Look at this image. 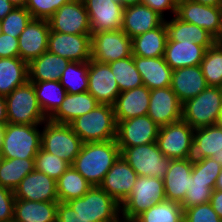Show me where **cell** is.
Wrapping results in <instances>:
<instances>
[{
    "label": "cell",
    "mask_w": 222,
    "mask_h": 222,
    "mask_svg": "<svg viewBox=\"0 0 222 222\" xmlns=\"http://www.w3.org/2000/svg\"><path fill=\"white\" fill-rule=\"evenodd\" d=\"M120 157L116 139L83 143L72 166L92 185L99 186L107 172Z\"/></svg>",
    "instance_id": "obj_1"
},
{
    "label": "cell",
    "mask_w": 222,
    "mask_h": 222,
    "mask_svg": "<svg viewBox=\"0 0 222 222\" xmlns=\"http://www.w3.org/2000/svg\"><path fill=\"white\" fill-rule=\"evenodd\" d=\"M70 126L84 143L110 141L116 139L117 135L114 108L108 104H98L72 121Z\"/></svg>",
    "instance_id": "obj_2"
},
{
    "label": "cell",
    "mask_w": 222,
    "mask_h": 222,
    "mask_svg": "<svg viewBox=\"0 0 222 222\" xmlns=\"http://www.w3.org/2000/svg\"><path fill=\"white\" fill-rule=\"evenodd\" d=\"M41 126L42 124L22 125L7 123L0 157L4 159L35 158L37 152L41 149Z\"/></svg>",
    "instance_id": "obj_3"
},
{
    "label": "cell",
    "mask_w": 222,
    "mask_h": 222,
    "mask_svg": "<svg viewBox=\"0 0 222 222\" xmlns=\"http://www.w3.org/2000/svg\"><path fill=\"white\" fill-rule=\"evenodd\" d=\"M163 179L138 176L128 198L121 206V221L132 222L154 204L165 201Z\"/></svg>",
    "instance_id": "obj_4"
},
{
    "label": "cell",
    "mask_w": 222,
    "mask_h": 222,
    "mask_svg": "<svg viewBox=\"0 0 222 222\" xmlns=\"http://www.w3.org/2000/svg\"><path fill=\"white\" fill-rule=\"evenodd\" d=\"M80 216L91 222H122L121 206L99 186L92 188L81 198L67 202Z\"/></svg>",
    "instance_id": "obj_5"
},
{
    "label": "cell",
    "mask_w": 222,
    "mask_h": 222,
    "mask_svg": "<svg viewBox=\"0 0 222 222\" xmlns=\"http://www.w3.org/2000/svg\"><path fill=\"white\" fill-rule=\"evenodd\" d=\"M5 101L10 124L39 125L48 119L39 106L33 83L29 81L14 89Z\"/></svg>",
    "instance_id": "obj_6"
},
{
    "label": "cell",
    "mask_w": 222,
    "mask_h": 222,
    "mask_svg": "<svg viewBox=\"0 0 222 222\" xmlns=\"http://www.w3.org/2000/svg\"><path fill=\"white\" fill-rule=\"evenodd\" d=\"M222 107V88L208 86L182 105V119L193 129L215 125Z\"/></svg>",
    "instance_id": "obj_7"
},
{
    "label": "cell",
    "mask_w": 222,
    "mask_h": 222,
    "mask_svg": "<svg viewBox=\"0 0 222 222\" xmlns=\"http://www.w3.org/2000/svg\"><path fill=\"white\" fill-rule=\"evenodd\" d=\"M42 128L41 147L72 165L84 142L70 124L56 123L47 119Z\"/></svg>",
    "instance_id": "obj_8"
},
{
    "label": "cell",
    "mask_w": 222,
    "mask_h": 222,
    "mask_svg": "<svg viewBox=\"0 0 222 222\" xmlns=\"http://www.w3.org/2000/svg\"><path fill=\"white\" fill-rule=\"evenodd\" d=\"M120 155L134 169L138 176H166L171 159L165 157L156 142L133 147H126Z\"/></svg>",
    "instance_id": "obj_9"
},
{
    "label": "cell",
    "mask_w": 222,
    "mask_h": 222,
    "mask_svg": "<svg viewBox=\"0 0 222 222\" xmlns=\"http://www.w3.org/2000/svg\"><path fill=\"white\" fill-rule=\"evenodd\" d=\"M132 55V39L122 30L91 34V59L100 63L124 59Z\"/></svg>",
    "instance_id": "obj_10"
},
{
    "label": "cell",
    "mask_w": 222,
    "mask_h": 222,
    "mask_svg": "<svg viewBox=\"0 0 222 222\" xmlns=\"http://www.w3.org/2000/svg\"><path fill=\"white\" fill-rule=\"evenodd\" d=\"M194 140V129L183 119L161 126L156 144L162 154L171 159H186L191 142Z\"/></svg>",
    "instance_id": "obj_11"
},
{
    "label": "cell",
    "mask_w": 222,
    "mask_h": 222,
    "mask_svg": "<svg viewBox=\"0 0 222 222\" xmlns=\"http://www.w3.org/2000/svg\"><path fill=\"white\" fill-rule=\"evenodd\" d=\"M50 31L64 34H92L89 15L83 0H70L49 19Z\"/></svg>",
    "instance_id": "obj_12"
},
{
    "label": "cell",
    "mask_w": 222,
    "mask_h": 222,
    "mask_svg": "<svg viewBox=\"0 0 222 222\" xmlns=\"http://www.w3.org/2000/svg\"><path fill=\"white\" fill-rule=\"evenodd\" d=\"M160 126L148 115L133 117L117 123L116 141L120 152L133 147L156 142Z\"/></svg>",
    "instance_id": "obj_13"
},
{
    "label": "cell",
    "mask_w": 222,
    "mask_h": 222,
    "mask_svg": "<svg viewBox=\"0 0 222 222\" xmlns=\"http://www.w3.org/2000/svg\"><path fill=\"white\" fill-rule=\"evenodd\" d=\"M207 157L222 165V127L216 124L194 129L186 160L193 166Z\"/></svg>",
    "instance_id": "obj_14"
},
{
    "label": "cell",
    "mask_w": 222,
    "mask_h": 222,
    "mask_svg": "<svg viewBox=\"0 0 222 222\" xmlns=\"http://www.w3.org/2000/svg\"><path fill=\"white\" fill-rule=\"evenodd\" d=\"M48 51L70 61L87 62L91 59V34L50 31Z\"/></svg>",
    "instance_id": "obj_15"
},
{
    "label": "cell",
    "mask_w": 222,
    "mask_h": 222,
    "mask_svg": "<svg viewBox=\"0 0 222 222\" xmlns=\"http://www.w3.org/2000/svg\"><path fill=\"white\" fill-rule=\"evenodd\" d=\"M89 15L91 32L122 29L124 6L113 0H83Z\"/></svg>",
    "instance_id": "obj_16"
},
{
    "label": "cell",
    "mask_w": 222,
    "mask_h": 222,
    "mask_svg": "<svg viewBox=\"0 0 222 222\" xmlns=\"http://www.w3.org/2000/svg\"><path fill=\"white\" fill-rule=\"evenodd\" d=\"M87 91L99 104L114 105L120 90L108 63L89 60Z\"/></svg>",
    "instance_id": "obj_17"
},
{
    "label": "cell",
    "mask_w": 222,
    "mask_h": 222,
    "mask_svg": "<svg viewBox=\"0 0 222 222\" xmlns=\"http://www.w3.org/2000/svg\"><path fill=\"white\" fill-rule=\"evenodd\" d=\"M182 105L170 86L153 89L147 115L161 127L182 119Z\"/></svg>",
    "instance_id": "obj_18"
},
{
    "label": "cell",
    "mask_w": 222,
    "mask_h": 222,
    "mask_svg": "<svg viewBox=\"0 0 222 222\" xmlns=\"http://www.w3.org/2000/svg\"><path fill=\"white\" fill-rule=\"evenodd\" d=\"M137 177L134 169L120 155L99 187L121 205L130 195Z\"/></svg>",
    "instance_id": "obj_19"
},
{
    "label": "cell",
    "mask_w": 222,
    "mask_h": 222,
    "mask_svg": "<svg viewBox=\"0 0 222 222\" xmlns=\"http://www.w3.org/2000/svg\"><path fill=\"white\" fill-rule=\"evenodd\" d=\"M221 12L222 7L182 0L177 2L175 16L183 22L192 23L203 28L215 37L220 27Z\"/></svg>",
    "instance_id": "obj_20"
},
{
    "label": "cell",
    "mask_w": 222,
    "mask_h": 222,
    "mask_svg": "<svg viewBox=\"0 0 222 222\" xmlns=\"http://www.w3.org/2000/svg\"><path fill=\"white\" fill-rule=\"evenodd\" d=\"M13 192L16 199L58 202L56 180L36 169L27 174Z\"/></svg>",
    "instance_id": "obj_21"
},
{
    "label": "cell",
    "mask_w": 222,
    "mask_h": 222,
    "mask_svg": "<svg viewBox=\"0 0 222 222\" xmlns=\"http://www.w3.org/2000/svg\"><path fill=\"white\" fill-rule=\"evenodd\" d=\"M50 24L46 19H32L18 37L19 58L29 63L48 50Z\"/></svg>",
    "instance_id": "obj_22"
},
{
    "label": "cell",
    "mask_w": 222,
    "mask_h": 222,
    "mask_svg": "<svg viewBox=\"0 0 222 222\" xmlns=\"http://www.w3.org/2000/svg\"><path fill=\"white\" fill-rule=\"evenodd\" d=\"M164 18L147 5L140 3L124 8L122 31L131 39L159 27Z\"/></svg>",
    "instance_id": "obj_23"
},
{
    "label": "cell",
    "mask_w": 222,
    "mask_h": 222,
    "mask_svg": "<svg viewBox=\"0 0 222 222\" xmlns=\"http://www.w3.org/2000/svg\"><path fill=\"white\" fill-rule=\"evenodd\" d=\"M170 87L183 104L204 91L208 85L200 65L173 70Z\"/></svg>",
    "instance_id": "obj_24"
},
{
    "label": "cell",
    "mask_w": 222,
    "mask_h": 222,
    "mask_svg": "<svg viewBox=\"0 0 222 222\" xmlns=\"http://www.w3.org/2000/svg\"><path fill=\"white\" fill-rule=\"evenodd\" d=\"M150 92L145 85L120 92L113 105L116 122L147 115Z\"/></svg>",
    "instance_id": "obj_25"
},
{
    "label": "cell",
    "mask_w": 222,
    "mask_h": 222,
    "mask_svg": "<svg viewBox=\"0 0 222 222\" xmlns=\"http://www.w3.org/2000/svg\"><path fill=\"white\" fill-rule=\"evenodd\" d=\"M193 166L186 159L171 160L166 176L163 178L165 198L182 203L190 185Z\"/></svg>",
    "instance_id": "obj_26"
},
{
    "label": "cell",
    "mask_w": 222,
    "mask_h": 222,
    "mask_svg": "<svg viewBox=\"0 0 222 222\" xmlns=\"http://www.w3.org/2000/svg\"><path fill=\"white\" fill-rule=\"evenodd\" d=\"M133 59L144 85L150 90L171 85L173 70L165 62L164 57L144 58L133 55Z\"/></svg>",
    "instance_id": "obj_27"
},
{
    "label": "cell",
    "mask_w": 222,
    "mask_h": 222,
    "mask_svg": "<svg viewBox=\"0 0 222 222\" xmlns=\"http://www.w3.org/2000/svg\"><path fill=\"white\" fill-rule=\"evenodd\" d=\"M206 49L194 42H174L167 39L164 60L172 70L200 65Z\"/></svg>",
    "instance_id": "obj_28"
},
{
    "label": "cell",
    "mask_w": 222,
    "mask_h": 222,
    "mask_svg": "<svg viewBox=\"0 0 222 222\" xmlns=\"http://www.w3.org/2000/svg\"><path fill=\"white\" fill-rule=\"evenodd\" d=\"M99 103L88 91L66 94L58 109L48 118L50 121L70 124L76 118L93 110Z\"/></svg>",
    "instance_id": "obj_29"
},
{
    "label": "cell",
    "mask_w": 222,
    "mask_h": 222,
    "mask_svg": "<svg viewBox=\"0 0 222 222\" xmlns=\"http://www.w3.org/2000/svg\"><path fill=\"white\" fill-rule=\"evenodd\" d=\"M69 62L47 50L28 63L29 82L59 81Z\"/></svg>",
    "instance_id": "obj_30"
},
{
    "label": "cell",
    "mask_w": 222,
    "mask_h": 222,
    "mask_svg": "<svg viewBox=\"0 0 222 222\" xmlns=\"http://www.w3.org/2000/svg\"><path fill=\"white\" fill-rule=\"evenodd\" d=\"M169 18L170 20L166 18L164 22L170 41H192L197 45L203 46L206 50L215 43L214 37L203 28L192 23L183 22L175 15Z\"/></svg>",
    "instance_id": "obj_31"
},
{
    "label": "cell",
    "mask_w": 222,
    "mask_h": 222,
    "mask_svg": "<svg viewBox=\"0 0 222 222\" xmlns=\"http://www.w3.org/2000/svg\"><path fill=\"white\" fill-rule=\"evenodd\" d=\"M58 202L15 199L13 222H56Z\"/></svg>",
    "instance_id": "obj_32"
},
{
    "label": "cell",
    "mask_w": 222,
    "mask_h": 222,
    "mask_svg": "<svg viewBox=\"0 0 222 222\" xmlns=\"http://www.w3.org/2000/svg\"><path fill=\"white\" fill-rule=\"evenodd\" d=\"M168 39L167 27H159L132 38V55L144 58L163 57Z\"/></svg>",
    "instance_id": "obj_33"
},
{
    "label": "cell",
    "mask_w": 222,
    "mask_h": 222,
    "mask_svg": "<svg viewBox=\"0 0 222 222\" xmlns=\"http://www.w3.org/2000/svg\"><path fill=\"white\" fill-rule=\"evenodd\" d=\"M29 81L28 63L19 57L0 58V95L8 96Z\"/></svg>",
    "instance_id": "obj_34"
},
{
    "label": "cell",
    "mask_w": 222,
    "mask_h": 222,
    "mask_svg": "<svg viewBox=\"0 0 222 222\" xmlns=\"http://www.w3.org/2000/svg\"><path fill=\"white\" fill-rule=\"evenodd\" d=\"M56 186L58 202L81 198L92 188V185L72 165L58 178Z\"/></svg>",
    "instance_id": "obj_35"
},
{
    "label": "cell",
    "mask_w": 222,
    "mask_h": 222,
    "mask_svg": "<svg viewBox=\"0 0 222 222\" xmlns=\"http://www.w3.org/2000/svg\"><path fill=\"white\" fill-rule=\"evenodd\" d=\"M35 170V158L4 159L0 157V186L14 191L21 180Z\"/></svg>",
    "instance_id": "obj_36"
},
{
    "label": "cell",
    "mask_w": 222,
    "mask_h": 222,
    "mask_svg": "<svg viewBox=\"0 0 222 222\" xmlns=\"http://www.w3.org/2000/svg\"><path fill=\"white\" fill-rule=\"evenodd\" d=\"M33 83L37 100L42 112L49 118L61 105L67 92L59 81Z\"/></svg>",
    "instance_id": "obj_37"
},
{
    "label": "cell",
    "mask_w": 222,
    "mask_h": 222,
    "mask_svg": "<svg viewBox=\"0 0 222 222\" xmlns=\"http://www.w3.org/2000/svg\"><path fill=\"white\" fill-rule=\"evenodd\" d=\"M184 209L178 202L165 200L154 204L132 222H183Z\"/></svg>",
    "instance_id": "obj_38"
},
{
    "label": "cell",
    "mask_w": 222,
    "mask_h": 222,
    "mask_svg": "<svg viewBox=\"0 0 222 222\" xmlns=\"http://www.w3.org/2000/svg\"><path fill=\"white\" fill-rule=\"evenodd\" d=\"M108 64L118 83L120 92L144 85L142 77L136 68L133 55Z\"/></svg>",
    "instance_id": "obj_39"
},
{
    "label": "cell",
    "mask_w": 222,
    "mask_h": 222,
    "mask_svg": "<svg viewBox=\"0 0 222 222\" xmlns=\"http://www.w3.org/2000/svg\"><path fill=\"white\" fill-rule=\"evenodd\" d=\"M89 61H70L59 80L68 94L87 92Z\"/></svg>",
    "instance_id": "obj_40"
},
{
    "label": "cell",
    "mask_w": 222,
    "mask_h": 222,
    "mask_svg": "<svg viewBox=\"0 0 222 222\" xmlns=\"http://www.w3.org/2000/svg\"><path fill=\"white\" fill-rule=\"evenodd\" d=\"M200 67L208 86L222 88V45L214 43L209 47Z\"/></svg>",
    "instance_id": "obj_41"
},
{
    "label": "cell",
    "mask_w": 222,
    "mask_h": 222,
    "mask_svg": "<svg viewBox=\"0 0 222 222\" xmlns=\"http://www.w3.org/2000/svg\"><path fill=\"white\" fill-rule=\"evenodd\" d=\"M69 166L68 162L45 151L42 147L35 156V169L56 181Z\"/></svg>",
    "instance_id": "obj_42"
},
{
    "label": "cell",
    "mask_w": 222,
    "mask_h": 222,
    "mask_svg": "<svg viewBox=\"0 0 222 222\" xmlns=\"http://www.w3.org/2000/svg\"><path fill=\"white\" fill-rule=\"evenodd\" d=\"M216 182L196 181L190 174V185L181 203L183 209L210 202Z\"/></svg>",
    "instance_id": "obj_43"
},
{
    "label": "cell",
    "mask_w": 222,
    "mask_h": 222,
    "mask_svg": "<svg viewBox=\"0 0 222 222\" xmlns=\"http://www.w3.org/2000/svg\"><path fill=\"white\" fill-rule=\"evenodd\" d=\"M32 19L25 7H15L1 20L2 32L18 38Z\"/></svg>",
    "instance_id": "obj_44"
},
{
    "label": "cell",
    "mask_w": 222,
    "mask_h": 222,
    "mask_svg": "<svg viewBox=\"0 0 222 222\" xmlns=\"http://www.w3.org/2000/svg\"><path fill=\"white\" fill-rule=\"evenodd\" d=\"M70 0H28L25 8L33 19L48 20L62 5Z\"/></svg>",
    "instance_id": "obj_45"
},
{
    "label": "cell",
    "mask_w": 222,
    "mask_h": 222,
    "mask_svg": "<svg viewBox=\"0 0 222 222\" xmlns=\"http://www.w3.org/2000/svg\"><path fill=\"white\" fill-rule=\"evenodd\" d=\"M221 169V164L217 163L211 157H207L200 164L193 165L191 175L196 181L216 182Z\"/></svg>",
    "instance_id": "obj_46"
},
{
    "label": "cell",
    "mask_w": 222,
    "mask_h": 222,
    "mask_svg": "<svg viewBox=\"0 0 222 222\" xmlns=\"http://www.w3.org/2000/svg\"><path fill=\"white\" fill-rule=\"evenodd\" d=\"M183 222H222L210 203L184 209Z\"/></svg>",
    "instance_id": "obj_47"
},
{
    "label": "cell",
    "mask_w": 222,
    "mask_h": 222,
    "mask_svg": "<svg viewBox=\"0 0 222 222\" xmlns=\"http://www.w3.org/2000/svg\"><path fill=\"white\" fill-rule=\"evenodd\" d=\"M15 199L12 190L0 186V222H13Z\"/></svg>",
    "instance_id": "obj_48"
},
{
    "label": "cell",
    "mask_w": 222,
    "mask_h": 222,
    "mask_svg": "<svg viewBox=\"0 0 222 222\" xmlns=\"http://www.w3.org/2000/svg\"><path fill=\"white\" fill-rule=\"evenodd\" d=\"M56 222H91L80 216L67 202H58Z\"/></svg>",
    "instance_id": "obj_49"
},
{
    "label": "cell",
    "mask_w": 222,
    "mask_h": 222,
    "mask_svg": "<svg viewBox=\"0 0 222 222\" xmlns=\"http://www.w3.org/2000/svg\"><path fill=\"white\" fill-rule=\"evenodd\" d=\"M19 57L18 38L2 33L0 35V58Z\"/></svg>",
    "instance_id": "obj_50"
},
{
    "label": "cell",
    "mask_w": 222,
    "mask_h": 222,
    "mask_svg": "<svg viewBox=\"0 0 222 222\" xmlns=\"http://www.w3.org/2000/svg\"><path fill=\"white\" fill-rule=\"evenodd\" d=\"M142 3L157 12L164 19H166L164 14L168 11L170 14H173L172 16L176 14L177 3L175 0H142Z\"/></svg>",
    "instance_id": "obj_51"
},
{
    "label": "cell",
    "mask_w": 222,
    "mask_h": 222,
    "mask_svg": "<svg viewBox=\"0 0 222 222\" xmlns=\"http://www.w3.org/2000/svg\"><path fill=\"white\" fill-rule=\"evenodd\" d=\"M209 203L222 220V191L214 189Z\"/></svg>",
    "instance_id": "obj_52"
},
{
    "label": "cell",
    "mask_w": 222,
    "mask_h": 222,
    "mask_svg": "<svg viewBox=\"0 0 222 222\" xmlns=\"http://www.w3.org/2000/svg\"><path fill=\"white\" fill-rule=\"evenodd\" d=\"M14 8L15 6L8 0H0V20L8 15Z\"/></svg>",
    "instance_id": "obj_53"
},
{
    "label": "cell",
    "mask_w": 222,
    "mask_h": 222,
    "mask_svg": "<svg viewBox=\"0 0 222 222\" xmlns=\"http://www.w3.org/2000/svg\"><path fill=\"white\" fill-rule=\"evenodd\" d=\"M0 123H8L5 97L0 95Z\"/></svg>",
    "instance_id": "obj_54"
},
{
    "label": "cell",
    "mask_w": 222,
    "mask_h": 222,
    "mask_svg": "<svg viewBox=\"0 0 222 222\" xmlns=\"http://www.w3.org/2000/svg\"><path fill=\"white\" fill-rule=\"evenodd\" d=\"M195 3H200L203 5L222 7V0H190Z\"/></svg>",
    "instance_id": "obj_55"
},
{
    "label": "cell",
    "mask_w": 222,
    "mask_h": 222,
    "mask_svg": "<svg viewBox=\"0 0 222 222\" xmlns=\"http://www.w3.org/2000/svg\"><path fill=\"white\" fill-rule=\"evenodd\" d=\"M214 42L216 44L222 45V12L220 17V27L217 35L214 37Z\"/></svg>",
    "instance_id": "obj_56"
},
{
    "label": "cell",
    "mask_w": 222,
    "mask_h": 222,
    "mask_svg": "<svg viewBox=\"0 0 222 222\" xmlns=\"http://www.w3.org/2000/svg\"><path fill=\"white\" fill-rule=\"evenodd\" d=\"M142 3V0H121V4L124 7L132 6V5H138Z\"/></svg>",
    "instance_id": "obj_57"
},
{
    "label": "cell",
    "mask_w": 222,
    "mask_h": 222,
    "mask_svg": "<svg viewBox=\"0 0 222 222\" xmlns=\"http://www.w3.org/2000/svg\"><path fill=\"white\" fill-rule=\"evenodd\" d=\"M5 127H6V123H0V151H1L2 146H3V139H4V135H5Z\"/></svg>",
    "instance_id": "obj_58"
},
{
    "label": "cell",
    "mask_w": 222,
    "mask_h": 222,
    "mask_svg": "<svg viewBox=\"0 0 222 222\" xmlns=\"http://www.w3.org/2000/svg\"><path fill=\"white\" fill-rule=\"evenodd\" d=\"M11 2L15 7H25L28 0H8Z\"/></svg>",
    "instance_id": "obj_59"
},
{
    "label": "cell",
    "mask_w": 222,
    "mask_h": 222,
    "mask_svg": "<svg viewBox=\"0 0 222 222\" xmlns=\"http://www.w3.org/2000/svg\"><path fill=\"white\" fill-rule=\"evenodd\" d=\"M216 190L222 191V169L220 171L219 176L216 179L215 188Z\"/></svg>",
    "instance_id": "obj_60"
},
{
    "label": "cell",
    "mask_w": 222,
    "mask_h": 222,
    "mask_svg": "<svg viewBox=\"0 0 222 222\" xmlns=\"http://www.w3.org/2000/svg\"><path fill=\"white\" fill-rule=\"evenodd\" d=\"M216 125L222 127V107H221V110H220V113H219Z\"/></svg>",
    "instance_id": "obj_61"
},
{
    "label": "cell",
    "mask_w": 222,
    "mask_h": 222,
    "mask_svg": "<svg viewBox=\"0 0 222 222\" xmlns=\"http://www.w3.org/2000/svg\"><path fill=\"white\" fill-rule=\"evenodd\" d=\"M2 28H1V20H0V35L2 34Z\"/></svg>",
    "instance_id": "obj_62"
},
{
    "label": "cell",
    "mask_w": 222,
    "mask_h": 222,
    "mask_svg": "<svg viewBox=\"0 0 222 222\" xmlns=\"http://www.w3.org/2000/svg\"><path fill=\"white\" fill-rule=\"evenodd\" d=\"M114 2H119V3H121V0H113Z\"/></svg>",
    "instance_id": "obj_63"
}]
</instances>
